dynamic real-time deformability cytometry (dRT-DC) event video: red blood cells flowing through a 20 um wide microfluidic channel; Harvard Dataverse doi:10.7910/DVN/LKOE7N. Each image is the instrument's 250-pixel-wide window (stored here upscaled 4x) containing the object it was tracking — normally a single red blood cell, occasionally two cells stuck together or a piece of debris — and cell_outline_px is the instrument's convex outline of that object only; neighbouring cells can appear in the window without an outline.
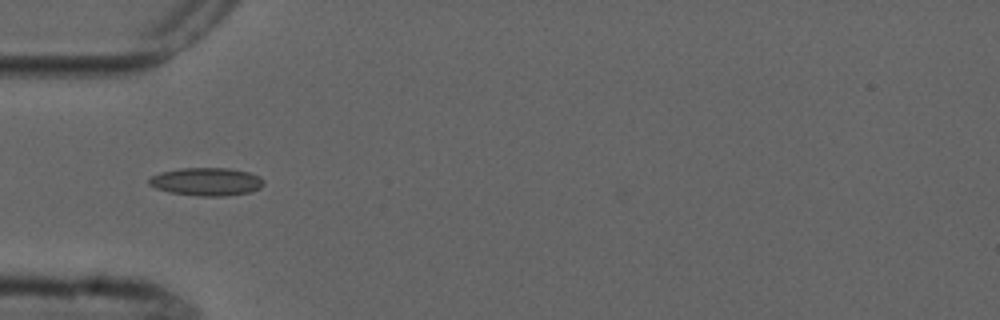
{"species": "common noctule bat (a hibernating species)", "species_latin": "Nyctalus noctula", "temperature_condition": "cold", "stored_images_in_passage": 5, "camera_frame_rate_fps": 3000, "um_per_image_px": 0.085, "animal": {"sex": "male", "forearm_length_mm": 52.5}, "frame": {"image": 1, "passage_image": 1, "time_ms": 0.0, "image_size_px": [1000, 320], "cell_outline_px": [[264, 184], [260, 188], [252, 192], [224, 196], [200, 196], [168, 192], [156, 188], [148, 184], [148, 180], [152, 176], [160, 172], [180, 168], [228, 168], [248, 172], [260, 176], [264, 180]], "centroid_in_image_um": [17.56, 15.44], "position_along_channel_um": 67.4, "area_um2": 18.84}}
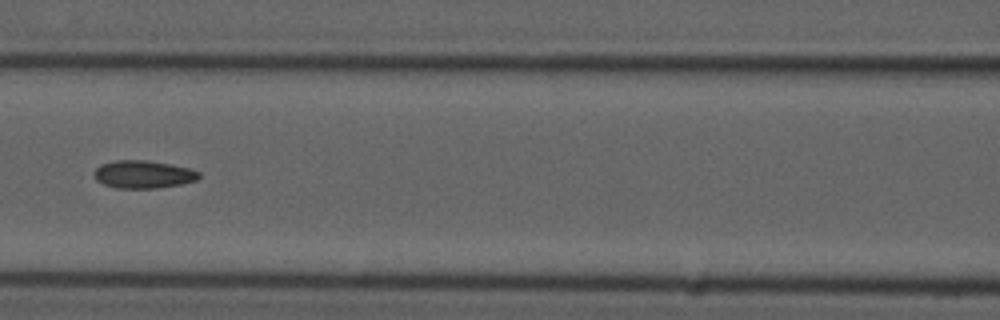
{"frame": {"image": 2, "passage_image": 3, "time_ms": 2.333, "image_size_px": [1000, 320], "cell_outline_px": [[200, 176], [196, 180], [180, 184], [156, 188], [116, 188], [104, 184], [96, 180], [96, 168], [100, 164], [116, 160], [148, 160], [188, 168], [200, 172]], "centroid_in_image_um": [12.17, 14.82], "position_along_channel_um": 154.4, "area_um2": 16.76}}
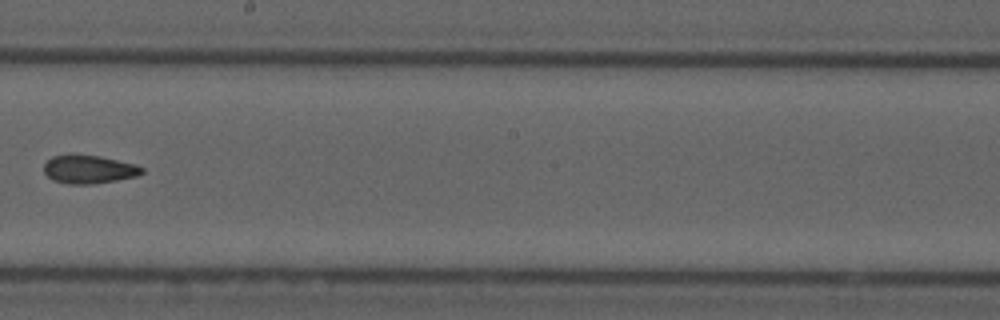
{"frame": {"image": 3, "passage_image": 5, "time_ms": 4.667, "image_size_px": [1000, 320], "cell_outline_px": [[144, 172], [136, 176], [116, 180], [92, 184], [68, 184], [52, 180], [44, 172], [44, 164], [52, 156], [68, 152], [72, 152], [100, 156], [136, 164], [144, 168]], "centroid_in_image_um": [7.52, 14.36], "position_along_channel_um": 240.7, "area_um2": 16.65}}